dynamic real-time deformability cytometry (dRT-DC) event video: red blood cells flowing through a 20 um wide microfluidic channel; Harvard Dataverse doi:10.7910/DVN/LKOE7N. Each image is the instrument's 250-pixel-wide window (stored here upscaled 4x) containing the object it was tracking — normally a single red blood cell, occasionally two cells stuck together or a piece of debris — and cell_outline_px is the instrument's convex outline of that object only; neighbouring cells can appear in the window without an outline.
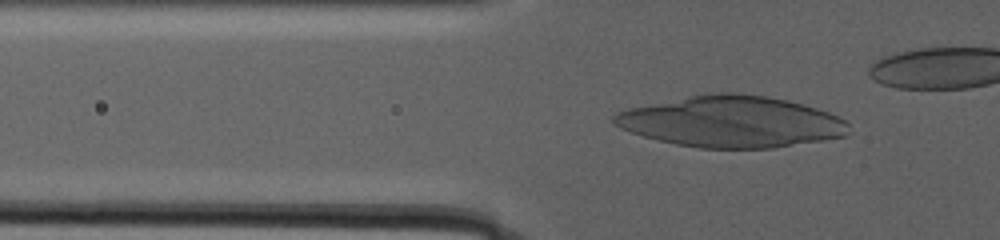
{"species": "human", "species_latin": "Homo sapiens", "temperature_condition": "warm", "stored_images_in_passage": 68, "camera_frame_rate_fps": 3000, "um_per_image_px": 0.085, "donor": {"sex": "male"}, "frame": {"image": 1, "passage_image": 2, "time_ms": 0.333, "image_size_px": [1000, 240], "cell_outline_px": [[852, 132], [844, 136], [824, 140], [772, 148], [700, 148], [676, 144], [644, 136], [620, 128], [612, 120], [612, 116], [616, 112], [628, 108], [692, 96], [720, 92], [732, 92], [768, 96], [788, 100], [804, 104], [828, 112], [844, 120], [848, 124]], "centroid_in_image_um": [62.21, 10.35], "position_along_channel_um": 63.6, "area_um2": 69.76}}